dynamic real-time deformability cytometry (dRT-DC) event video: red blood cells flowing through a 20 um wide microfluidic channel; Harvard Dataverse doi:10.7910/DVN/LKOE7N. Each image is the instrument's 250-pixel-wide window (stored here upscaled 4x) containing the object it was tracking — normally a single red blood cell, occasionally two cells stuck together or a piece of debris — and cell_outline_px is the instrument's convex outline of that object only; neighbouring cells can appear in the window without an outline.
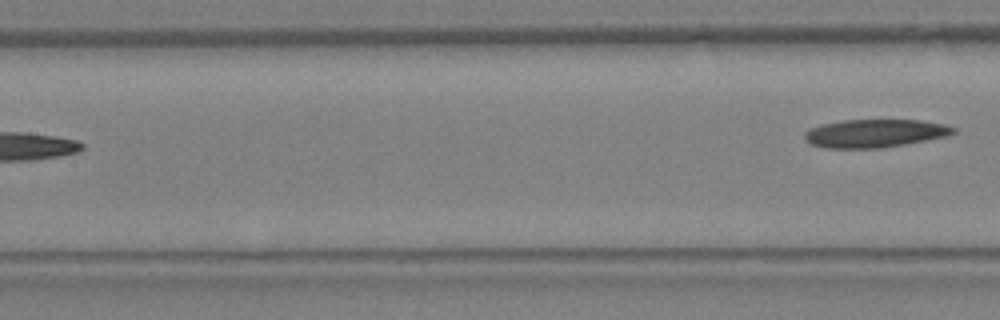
{"species": "Egyptian fruit bat (a non-hibernating species)", "species_latin": "Rousettus aegyptiacus", "temperature_condition": "warm", "stored_images_in_passage": 7, "segment_of_instrument_passage": [2, 2], "camera_frame_rate_fps": 3000, "um_per_image_px": 0.085, "animal": {"sex": "female"}, "frame": {"image": 1, "passage_image": 7, "time_ms": 2.0, "image_size_px": [1000, 320], "cell_outline_px": [[956, 132], [948, 136], [904, 144], [880, 148], [824, 148], [812, 144], [804, 136], [804, 132], [808, 128], [820, 124], [840, 120], [920, 120], [944, 124], [956, 128]], "centroid_in_image_um": [74.35, 11.32], "position_along_channel_um": 133.1, "area_um2": 24.45}}